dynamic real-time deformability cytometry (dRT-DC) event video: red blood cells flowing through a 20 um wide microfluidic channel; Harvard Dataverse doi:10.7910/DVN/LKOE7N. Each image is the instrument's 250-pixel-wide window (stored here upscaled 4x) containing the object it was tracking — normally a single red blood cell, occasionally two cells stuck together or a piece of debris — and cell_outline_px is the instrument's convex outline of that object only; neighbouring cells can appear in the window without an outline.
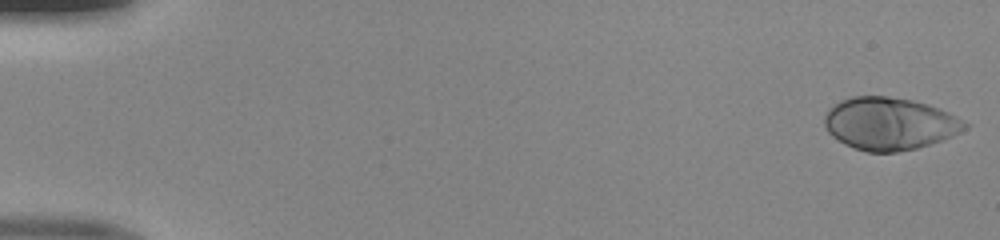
{"species": "human", "species_latin": "Homo sapiens", "temperature_condition": "room temperature", "stored_images_in_passage": 49, "camera_frame_rate_fps": 3000, "um_per_image_px": 0.085, "donor": {"sex": "male"}, "frame": {"image": 1, "passage_image": 1, "time_ms": 0.0, "image_size_px": [1000, 240], "cell_outline_px": [[972, 124], [960, 132], [944, 140], [916, 148], [896, 152], [868, 152], [844, 144], [832, 136], [828, 132], [824, 124], [824, 116], [828, 108], [840, 100], [852, 96], [888, 96], [912, 100], [928, 104], [940, 108]], "centroid_in_image_um": [75.62, 10.5], "position_along_channel_um": 9.4, "area_um2": 43.23}}
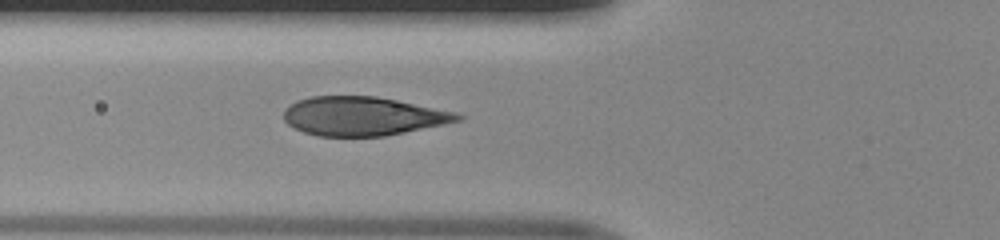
{"frame": {"image": 2, "passage_image": 19, "time_ms": 6.0, "image_size_px": [1000, 240], "cell_outline_px": [[464, 120], [384, 136], [320, 136], [304, 132], [288, 124], [284, 120], [284, 108], [296, 100], [312, 96], [376, 96], [456, 112], [464, 116]], "centroid_in_image_um": [30.84, 9.87], "position_along_channel_um": 95.0, "area_um2": 39.25}}
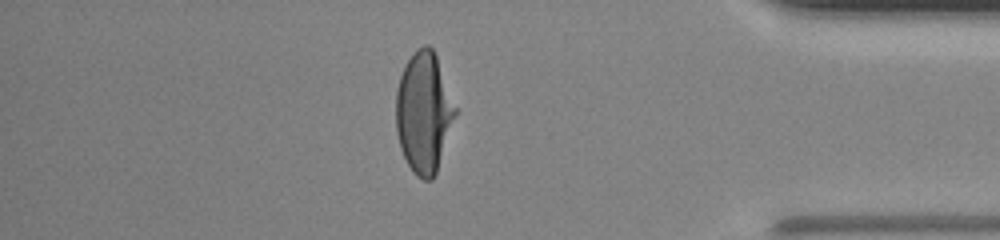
{"frame": {"image": 3, "passage_image": 43, "time_ms": 14.0, "image_size_px": [1000, 240], "cell_outline_px": [[456, 116], [436, 172], [432, 180], [424, 180], [416, 176], [412, 172], [400, 148], [396, 132], [396, 92], [400, 76], [408, 60], [416, 48], [424, 44], [428, 44], [432, 48], [436, 56], [456, 108]], "centroid_in_image_um": [36.01, 9.57], "position_along_channel_um": 399.2, "area_um2": 41.44}}